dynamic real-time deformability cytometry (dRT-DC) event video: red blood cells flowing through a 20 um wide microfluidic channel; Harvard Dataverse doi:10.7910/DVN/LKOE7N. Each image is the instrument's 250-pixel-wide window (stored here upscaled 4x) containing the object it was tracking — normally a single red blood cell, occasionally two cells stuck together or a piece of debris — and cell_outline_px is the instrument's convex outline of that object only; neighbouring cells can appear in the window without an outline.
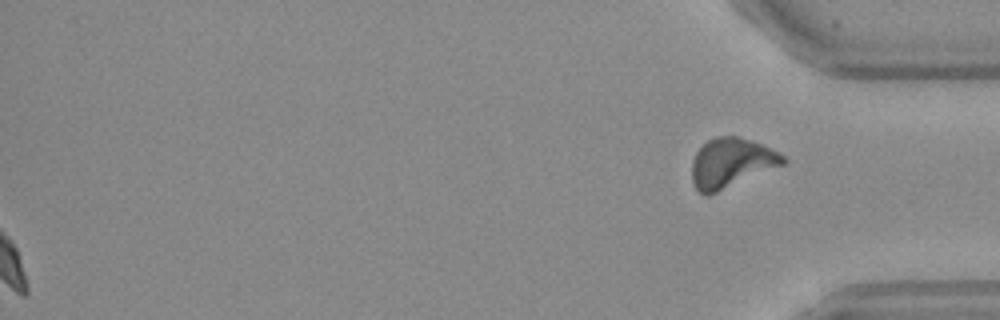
{"species": "Egyptian fruit bat (a non-hibernating species)", "species_latin": "Rousettus aegyptiacus", "temperature_condition": "warm", "stored_images_in_passage": 46, "segment_of_instrument_passage": [2, 2], "camera_frame_rate_fps": 3000, "um_per_image_px": 0.085, "frame": {"image": 1, "passage_image": 46, "time_ms": 15.0, "image_size_px": [1000, 320], "cell_outline_px": [[788, 160], [784, 164], [708, 196], [704, 196], [696, 188], [692, 180], [692, 160], [696, 152], [708, 140], [716, 136], [736, 136], [752, 140], [784, 156]], "centroid_in_image_um": [62.12, 13.85], "position_along_channel_um": 373.1, "area_um2": 26.07}}